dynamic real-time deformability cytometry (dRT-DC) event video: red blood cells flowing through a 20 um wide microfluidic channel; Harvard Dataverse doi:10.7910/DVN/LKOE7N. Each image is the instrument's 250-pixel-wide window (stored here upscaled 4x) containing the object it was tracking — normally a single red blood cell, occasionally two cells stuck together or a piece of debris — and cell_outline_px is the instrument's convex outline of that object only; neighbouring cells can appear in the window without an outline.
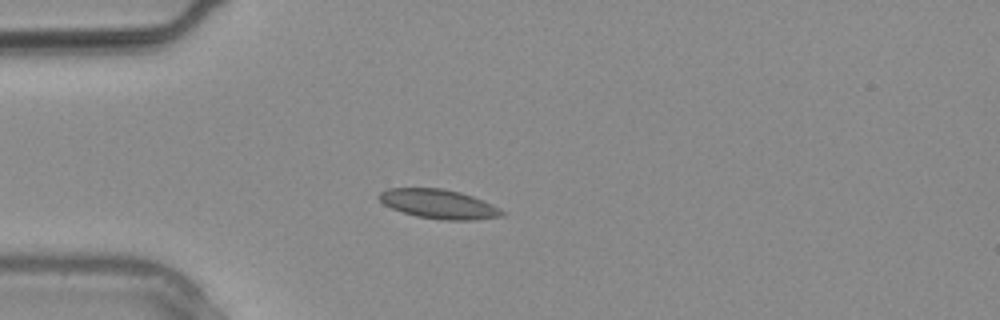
{"species": "common noctule bat (a hibernating species)", "species_latin": "Nyctalus noctula", "temperature_condition": "warm", "stored_images_in_passage": 3, "camera_frame_rate_fps": 3000, "um_per_image_px": 0.085, "animal": {"sex": "male", "body_mass_g": 20.4}, "frame": {"image": 1, "passage_image": 3, "time_ms": 0.667, "image_size_px": [1000, 320], "cell_outline_px": [[504, 216], [472, 220], [444, 220], [416, 216], [392, 208], [384, 204], [376, 196], [380, 192], [388, 188], [444, 188], [460, 192], [472, 196], [492, 204], [500, 208], [504, 212]], "centroid_in_image_um": [37.29, 17.33], "position_along_channel_um": 47.7, "area_um2": 20.92}}